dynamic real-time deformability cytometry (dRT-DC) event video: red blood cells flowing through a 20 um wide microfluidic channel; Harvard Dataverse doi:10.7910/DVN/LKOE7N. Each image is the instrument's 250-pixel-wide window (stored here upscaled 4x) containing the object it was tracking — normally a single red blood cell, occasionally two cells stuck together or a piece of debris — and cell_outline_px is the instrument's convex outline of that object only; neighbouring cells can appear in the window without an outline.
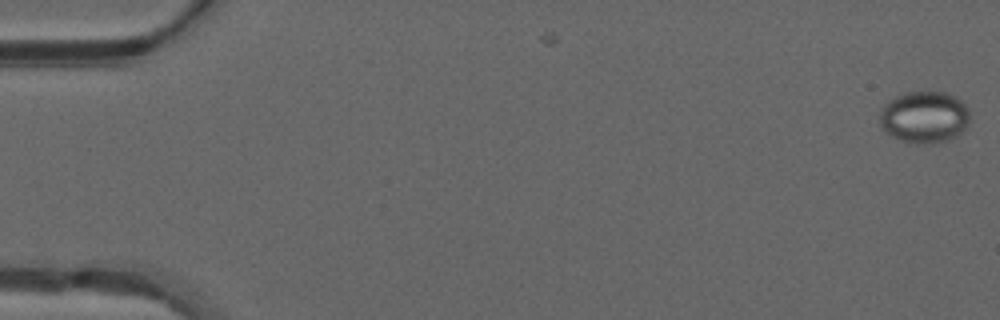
{"species": "common noctule bat (a hibernating species)", "species_latin": "Nyctalus noctula", "temperature_condition": "warm", "stored_images_in_passage": 2, "camera_frame_rate_fps": 3000, "um_per_image_px": 0.085, "animal": {"sex": "male", "forearm_length_mm": 52.5}, "frame": {"image": 1, "passage_image": 2, "time_ms": 0.333, "image_size_px": [1000, 320], "cell_outline_px": [[968, 128], [956, 136], [948, 140], [936, 144], [900, 140], [884, 132], [880, 128], [880, 108], [888, 100], [904, 92], [944, 92], [956, 96], [968, 108]], "centroid_in_image_um": [78.55, 9.95], "position_along_channel_um": 6.4, "area_um2": 27.46}}